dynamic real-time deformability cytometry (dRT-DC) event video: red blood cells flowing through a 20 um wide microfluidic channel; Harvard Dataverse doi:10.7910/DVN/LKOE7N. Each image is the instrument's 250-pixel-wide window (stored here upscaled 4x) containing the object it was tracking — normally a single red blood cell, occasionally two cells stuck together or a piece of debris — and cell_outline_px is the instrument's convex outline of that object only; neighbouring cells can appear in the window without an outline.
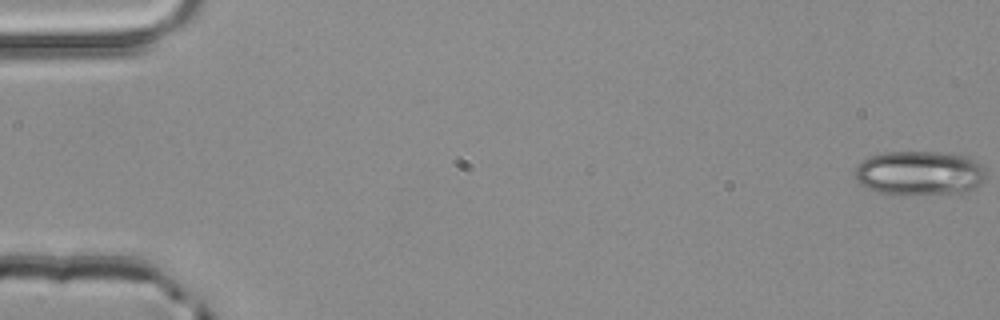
{"species": "common noctule bat (a hibernating species)", "species_latin": "Nyctalus noctula", "temperature_condition": "room temperature", "stored_images_in_passage": 4, "camera_frame_rate_fps": 3000, "um_per_image_px": 0.085, "animal": {"sex": "male", "body_mass_g": 20.4}, "frame": {"image": 1, "passage_image": 1, "time_ms": 0.0, "image_size_px": [1000, 320], "cell_outline_px": [[984, 180], [968, 196], [904, 196], [876, 192], [860, 184], [856, 180], [856, 164], [872, 156], [884, 152], [936, 152], [968, 156], [980, 160], [984, 164]], "centroid_in_image_um": [78.27, 14.79], "position_along_channel_um": 6.7, "area_um2": 35.66}}